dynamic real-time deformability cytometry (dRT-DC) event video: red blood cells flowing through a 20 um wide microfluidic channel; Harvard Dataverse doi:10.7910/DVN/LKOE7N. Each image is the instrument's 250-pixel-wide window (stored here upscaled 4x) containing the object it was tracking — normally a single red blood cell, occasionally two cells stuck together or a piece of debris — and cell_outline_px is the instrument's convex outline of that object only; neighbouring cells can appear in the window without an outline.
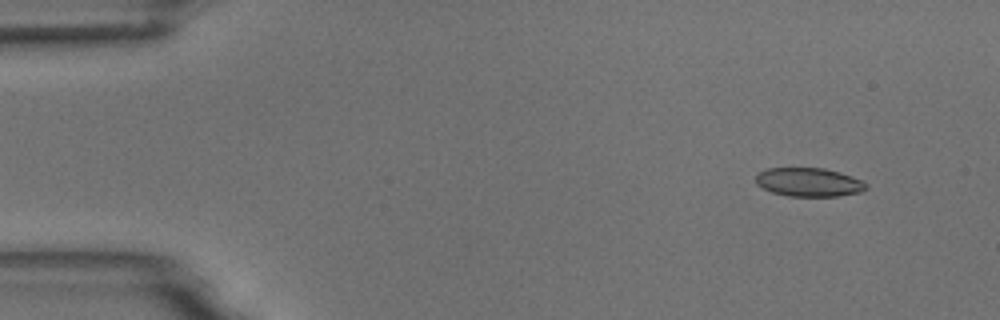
{"species": "common noctule bat (a hibernating species)", "species_latin": "Nyctalus noctula", "temperature_condition": "room temperature", "stored_images_in_passage": 6, "camera_frame_rate_fps": 3000, "um_per_image_px": 0.085, "animal": {"sex": "male", "body_mass_g": 18.8}, "frame": {"image": 1, "passage_image": 2, "time_ms": 1.333, "image_size_px": [1000, 320], "cell_outline_px": [[868, 188], [860, 192], [836, 196], [788, 196], [772, 192], [756, 184], [756, 172], [768, 168], [824, 168], [840, 172], [864, 180], [868, 184]], "centroid_in_image_um": [68.77, 15.48], "position_along_channel_um": 16.2, "area_um2": 18.61}}
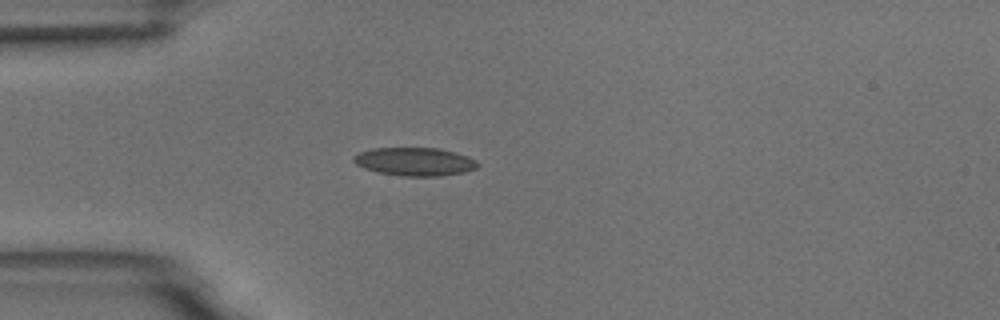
{"frame": {"image": 2, "passage_image": 5, "time_ms": 4.667, "image_size_px": [1000, 320], "cell_outline_px": [[480, 164], [476, 168], [464, 172], [440, 176], [400, 176], [380, 172], [364, 168], [356, 164], [352, 160], [352, 156], [360, 152], [372, 148], [440, 148], [468, 156], [476, 160]], "centroid_in_image_um": [35.26, 13.73], "position_along_channel_um": 49.7, "area_um2": 20.46}}